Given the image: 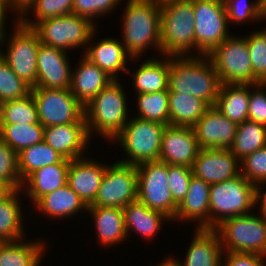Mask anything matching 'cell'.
<instances>
[{
	"label": "cell",
	"mask_w": 266,
	"mask_h": 266,
	"mask_svg": "<svg viewBox=\"0 0 266 266\" xmlns=\"http://www.w3.org/2000/svg\"><path fill=\"white\" fill-rule=\"evenodd\" d=\"M0 139L18 154L44 140V126L40 123L0 125Z\"/></svg>",
	"instance_id": "37"
},
{
	"label": "cell",
	"mask_w": 266,
	"mask_h": 266,
	"mask_svg": "<svg viewBox=\"0 0 266 266\" xmlns=\"http://www.w3.org/2000/svg\"><path fill=\"white\" fill-rule=\"evenodd\" d=\"M38 213L44 214L47 218L67 219L87 211V205L69 187L68 184L40 197L34 204Z\"/></svg>",
	"instance_id": "27"
},
{
	"label": "cell",
	"mask_w": 266,
	"mask_h": 266,
	"mask_svg": "<svg viewBox=\"0 0 266 266\" xmlns=\"http://www.w3.org/2000/svg\"><path fill=\"white\" fill-rule=\"evenodd\" d=\"M0 182L11 185L15 190L22 187L18 171V154L0 139Z\"/></svg>",
	"instance_id": "43"
},
{
	"label": "cell",
	"mask_w": 266,
	"mask_h": 266,
	"mask_svg": "<svg viewBox=\"0 0 266 266\" xmlns=\"http://www.w3.org/2000/svg\"><path fill=\"white\" fill-rule=\"evenodd\" d=\"M68 14H73V0H29L17 11L16 18L23 25L33 28L42 20Z\"/></svg>",
	"instance_id": "34"
},
{
	"label": "cell",
	"mask_w": 266,
	"mask_h": 266,
	"mask_svg": "<svg viewBox=\"0 0 266 266\" xmlns=\"http://www.w3.org/2000/svg\"><path fill=\"white\" fill-rule=\"evenodd\" d=\"M214 230L223 252L257 253L266 257V219L259 211L227 218Z\"/></svg>",
	"instance_id": "8"
},
{
	"label": "cell",
	"mask_w": 266,
	"mask_h": 266,
	"mask_svg": "<svg viewBox=\"0 0 266 266\" xmlns=\"http://www.w3.org/2000/svg\"><path fill=\"white\" fill-rule=\"evenodd\" d=\"M44 127L70 123H86L84 106L70 89L31 88Z\"/></svg>",
	"instance_id": "13"
},
{
	"label": "cell",
	"mask_w": 266,
	"mask_h": 266,
	"mask_svg": "<svg viewBox=\"0 0 266 266\" xmlns=\"http://www.w3.org/2000/svg\"><path fill=\"white\" fill-rule=\"evenodd\" d=\"M266 146V125L250 120L238 124L231 153L241 161L256 150Z\"/></svg>",
	"instance_id": "36"
},
{
	"label": "cell",
	"mask_w": 266,
	"mask_h": 266,
	"mask_svg": "<svg viewBox=\"0 0 266 266\" xmlns=\"http://www.w3.org/2000/svg\"><path fill=\"white\" fill-rule=\"evenodd\" d=\"M158 6H163L166 5L170 2H175V1H179V0H153Z\"/></svg>",
	"instance_id": "55"
},
{
	"label": "cell",
	"mask_w": 266,
	"mask_h": 266,
	"mask_svg": "<svg viewBox=\"0 0 266 266\" xmlns=\"http://www.w3.org/2000/svg\"><path fill=\"white\" fill-rule=\"evenodd\" d=\"M122 1L125 0H73V14L85 17L93 24H97L94 20L117 10L115 8L120 6Z\"/></svg>",
	"instance_id": "45"
},
{
	"label": "cell",
	"mask_w": 266,
	"mask_h": 266,
	"mask_svg": "<svg viewBox=\"0 0 266 266\" xmlns=\"http://www.w3.org/2000/svg\"><path fill=\"white\" fill-rule=\"evenodd\" d=\"M65 50L40 43L34 88L70 89L72 66ZM70 62V63H69Z\"/></svg>",
	"instance_id": "15"
},
{
	"label": "cell",
	"mask_w": 266,
	"mask_h": 266,
	"mask_svg": "<svg viewBox=\"0 0 266 266\" xmlns=\"http://www.w3.org/2000/svg\"><path fill=\"white\" fill-rule=\"evenodd\" d=\"M238 124L210 106L192 127L200 149H230Z\"/></svg>",
	"instance_id": "16"
},
{
	"label": "cell",
	"mask_w": 266,
	"mask_h": 266,
	"mask_svg": "<svg viewBox=\"0 0 266 266\" xmlns=\"http://www.w3.org/2000/svg\"><path fill=\"white\" fill-rule=\"evenodd\" d=\"M64 159L57 151L44 140L27 147L18 153V171L21 182L34 171L45 166L60 163Z\"/></svg>",
	"instance_id": "35"
},
{
	"label": "cell",
	"mask_w": 266,
	"mask_h": 266,
	"mask_svg": "<svg viewBox=\"0 0 266 266\" xmlns=\"http://www.w3.org/2000/svg\"><path fill=\"white\" fill-rule=\"evenodd\" d=\"M209 107L202 99L169 91V125L193 127Z\"/></svg>",
	"instance_id": "32"
},
{
	"label": "cell",
	"mask_w": 266,
	"mask_h": 266,
	"mask_svg": "<svg viewBox=\"0 0 266 266\" xmlns=\"http://www.w3.org/2000/svg\"><path fill=\"white\" fill-rule=\"evenodd\" d=\"M210 188V184L193 175L185 198L178 205L172 221H193L196 222V229H209Z\"/></svg>",
	"instance_id": "23"
},
{
	"label": "cell",
	"mask_w": 266,
	"mask_h": 266,
	"mask_svg": "<svg viewBox=\"0 0 266 266\" xmlns=\"http://www.w3.org/2000/svg\"><path fill=\"white\" fill-rule=\"evenodd\" d=\"M97 29L92 33L88 47L84 52V56L88 58L92 63L97 65L100 69L106 72L114 80H119V72L127 73L129 67L128 63L138 58H132L125 50L121 39L116 38H101L96 41ZM95 37V42L93 38ZM93 40V41H92ZM92 42V44H90ZM98 42V43H97ZM129 60V61H128Z\"/></svg>",
	"instance_id": "19"
},
{
	"label": "cell",
	"mask_w": 266,
	"mask_h": 266,
	"mask_svg": "<svg viewBox=\"0 0 266 266\" xmlns=\"http://www.w3.org/2000/svg\"><path fill=\"white\" fill-rule=\"evenodd\" d=\"M107 165L90 158L70 161L67 172V184L88 206L97 195Z\"/></svg>",
	"instance_id": "21"
},
{
	"label": "cell",
	"mask_w": 266,
	"mask_h": 266,
	"mask_svg": "<svg viewBox=\"0 0 266 266\" xmlns=\"http://www.w3.org/2000/svg\"><path fill=\"white\" fill-rule=\"evenodd\" d=\"M137 167V199L148 208L175 218L178 205L174 202L168 184V164L160 160L145 162Z\"/></svg>",
	"instance_id": "12"
},
{
	"label": "cell",
	"mask_w": 266,
	"mask_h": 266,
	"mask_svg": "<svg viewBox=\"0 0 266 266\" xmlns=\"http://www.w3.org/2000/svg\"><path fill=\"white\" fill-rule=\"evenodd\" d=\"M200 148L192 127L167 125L162 134L159 160L192 167Z\"/></svg>",
	"instance_id": "18"
},
{
	"label": "cell",
	"mask_w": 266,
	"mask_h": 266,
	"mask_svg": "<svg viewBox=\"0 0 266 266\" xmlns=\"http://www.w3.org/2000/svg\"><path fill=\"white\" fill-rule=\"evenodd\" d=\"M195 50L193 56L208 55L229 33V23L223 0H193ZM197 53V54H196Z\"/></svg>",
	"instance_id": "10"
},
{
	"label": "cell",
	"mask_w": 266,
	"mask_h": 266,
	"mask_svg": "<svg viewBox=\"0 0 266 266\" xmlns=\"http://www.w3.org/2000/svg\"><path fill=\"white\" fill-rule=\"evenodd\" d=\"M31 87L21 80L0 55V104L25 97Z\"/></svg>",
	"instance_id": "41"
},
{
	"label": "cell",
	"mask_w": 266,
	"mask_h": 266,
	"mask_svg": "<svg viewBox=\"0 0 266 266\" xmlns=\"http://www.w3.org/2000/svg\"><path fill=\"white\" fill-rule=\"evenodd\" d=\"M209 59L221 84H253V71L245 36L232 34L218 45Z\"/></svg>",
	"instance_id": "11"
},
{
	"label": "cell",
	"mask_w": 266,
	"mask_h": 266,
	"mask_svg": "<svg viewBox=\"0 0 266 266\" xmlns=\"http://www.w3.org/2000/svg\"><path fill=\"white\" fill-rule=\"evenodd\" d=\"M70 161L64 158L60 163L45 166L32 172L22 183V195H26L34 204L40 197L67 184Z\"/></svg>",
	"instance_id": "25"
},
{
	"label": "cell",
	"mask_w": 266,
	"mask_h": 266,
	"mask_svg": "<svg viewBox=\"0 0 266 266\" xmlns=\"http://www.w3.org/2000/svg\"><path fill=\"white\" fill-rule=\"evenodd\" d=\"M264 186H266V183L257 188V208L259 207L260 214L266 219V191L263 189Z\"/></svg>",
	"instance_id": "50"
},
{
	"label": "cell",
	"mask_w": 266,
	"mask_h": 266,
	"mask_svg": "<svg viewBox=\"0 0 266 266\" xmlns=\"http://www.w3.org/2000/svg\"><path fill=\"white\" fill-rule=\"evenodd\" d=\"M137 113L135 117L169 125V91L135 94Z\"/></svg>",
	"instance_id": "38"
},
{
	"label": "cell",
	"mask_w": 266,
	"mask_h": 266,
	"mask_svg": "<svg viewBox=\"0 0 266 266\" xmlns=\"http://www.w3.org/2000/svg\"><path fill=\"white\" fill-rule=\"evenodd\" d=\"M25 240L0 242V266H40L48 249L47 241Z\"/></svg>",
	"instance_id": "30"
},
{
	"label": "cell",
	"mask_w": 266,
	"mask_h": 266,
	"mask_svg": "<svg viewBox=\"0 0 266 266\" xmlns=\"http://www.w3.org/2000/svg\"><path fill=\"white\" fill-rule=\"evenodd\" d=\"M97 26L85 17L68 14L42 20L33 29L42 44L67 52L83 47L84 54L92 33L98 29Z\"/></svg>",
	"instance_id": "9"
},
{
	"label": "cell",
	"mask_w": 266,
	"mask_h": 266,
	"mask_svg": "<svg viewBox=\"0 0 266 266\" xmlns=\"http://www.w3.org/2000/svg\"><path fill=\"white\" fill-rule=\"evenodd\" d=\"M122 12V44L132 58H139L152 48L161 55L160 6L153 0H126ZM149 49V50H148Z\"/></svg>",
	"instance_id": "2"
},
{
	"label": "cell",
	"mask_w": 266,
	"mask_h": 266,
	"mask_svg": "<svg viewBox=\"0 0 266 266\" xmlns=\"http://www.w3.org/2000/svg\"><path fill=\"white\" fill-rule=\"evenodd\" d=\"M137 167L116 160L104 173L95 200L90 204L101 207L124 208L137 199L138 190Z\"/></svg>",
	"instance_id": "14"
},
{
	"label": "cell",
	"mask_w": 266,
	"mask_h": 266,
	"mask_svg": "<svg viewBox=\"0 0 266 266\" xmlns=\"http://www.w3.org/2000/svg\"><path fill=\"white\" fill-rule=\"evenodd\" d=\"M160 57L149 56V59H145L141 65H138L136 71L131 72V68L128 69L127 73L133 74L132 84L135 94L168 90L170 56Z\"/></svg>",
	"instance_id": "29"
},
{
	"label": "cell",
	"mask_w": 266,
	"mask_h": 266,
	"mask_svg": "<svg viewBox=\"0 0 266 266\" xmlns=\"http://www.w3.org/2000/svg\"><path fill=\"white\" fill-rule=\"evenodd\" d=\"M220 86L208 55L170 57L168 91L192 95L215 106Z\"/></svg>",
	"instance_id": "1"
},
{
	"label": "cell",
	"mask_w": 266,
	"mask_h": 266,
	"mask_svg": "<svg viewBox=\"0 0 266 266\" xmlns=\"http://www.w3.org/2000/svg\"><path fill=\"white\" fill-rule=\"evenodd\" d=\"M29 0H11V6L17 12Z\"/></svg>",
	"instance_id": "52"
},
{
	"label": "cell",
	"mask_w": 266,
	"mask_h": 266,
	"mask_svg": "<svg viewBox=\"0 0 266 266\" xmlns=\"http://www.w3.org/2000/svg\"><path fill=\"white\" fill-rule=\"evenodd\" d=\"M250 84H221L215 107L236 124L248 120Z\"/></svg>",
	"instance_id": "31"
},
{
	"label": "cell",
	"mask_w": 266,
	"mask_h": 266,
	"mask_svg": "<svg viewBox=\"0 0 266 266\" xmlns=\"http://www.w3.org/2000/svg\"><path fill=\"white\" fill-rule=\"evenodd\" d=\"M259 9L262 19L266 20V0H259Z\"/></svg>",
	"instance_id": "53"
},
{
	"label": "cell",
	"mask_w": 266,
	"mask_h": 266,
	"mask_svg": "<svg viewBox=\"0 0 266 266\" xmlns=\"http://www.w3.org/2000/svg\"><path fill=\"white\" fill-rule=\"evenodd\" d=\"M44 141L69 160L83 158L91 144L86 123L44 127Z\"/></svg>",
	"instance_id": "20"
},
{
	"label": "cell",
	"mask_w": 266,
	"mask_h": 266,
	"mask_svg": "<svg viewBox=\"0 0 266 266\" xmlns=\"http://www.w3.org/2000/svg\"><path fill=\"white\" fill-rule=\"evenodd\" d=\"M86 212L92 216L98 243L103 248L112 245L115 248L116 244L128 240L122 208L88 205Z\"/></svg>",
	"instance_id": "26"
},
{
	"label": "cell",
	"mask_w": 266,
	"mask_h": 266,
	"mask_svg": "<svg viewBox=\"0 0 266 266\" xmlns=\"http://www.w3.org/2000/svg\"><path fill=\"white\" fill-rule=\"evenodd\" d=\"M122 210L128 239L131 232L134 231L151 241V238L157 236L165 221L173 223L164 213L148 208L138 199L127 204Z\"/></svg>",
	"instance_id": "28"
},
{
	"label": "cell",
	"mask_w": 266,
	"mask_h": 266,
	"mask_svg": "<svg viewBox=\"0 0 266 266\" xmlns=\"http://www.w3.org/2000/svg\"><path fill=\"white\" fill-rule=\"evenodd\" d=\"M257 188L241 174L233 179L212 184L209 200V229H214L227 218L252 213L257 206Z\"/></svg>",
	"instance_id": "6"
},
{
	"label": "cell",
	"mask_w": 266,
	"mask_h": 266,
	"mask_svg": "<svg viewBox=\"0 0 266 266\" xmlns=\"http://www.w3.org/2000/svg\"><path fill=\"white\" fill-rule=\"evenodd\" d=\"M226 14L228 17V23L235 24H246L253 21H263L260 9H259V0L252 1L251 3L248 0H223ZM248 21V22H247Z\"/></svg>",
	"instance_id": "42"
},
{
	"label": "cell",
	"mask_w": 266,
	"mask_h": 266,
	"mask_svg": "<svg viewBox=\"0 0 266 266\" xmlns=\"http://www.w3.org/2000/svg\"><path fill=\"white\" fill-rule=\"evenodd\" d=\"M21 192V189L16 190L9 198L0 203V242H13L26 237L24 234L26 228H23L25 212L21 207Z\"/></svg>",
	"instance_id": "33"
},
{
	"label": "cell",
	"mask_w": 266,
	"mask_h": 266,
	"mask_svg": "<svg viewBox=\"0 0 266 266\" xmlns=\"http://www.w3.org/2000/svg\"><path fill=\"white\" fill-rule=\"evenodd\" d=\"M123 87L119 80H114L84 106V117L90 139L98 134L99 138L112 143L111 141L128 123L129 106Z\"/></svg>",
	"instance_id": "3"
},
{
	"label": "cell",
	"mask_w": 266,
	"mask_h": 266,
	"mask_svg": "<svg viewBox=\"0 0 266 266\" xmlns=\"http://www.w3.org/2000/svg\"><path fill=\"white\" fill-rule=\"evenodd\" d=\"M192 176V167L168 165V184L177 205L185 198Z\"/></svg>",
	"instance_id": "46"
},
{
	"label": "cell",
	"mask_w": 266,
	"mask_h": 266,
	"mask_svg": "<svg viewBox=\"0 0 266 266\" xmlns=\"http://www.w3.org/2000/svg\"><path fill=\"white\" fill-rule=\"evenodd\" d=\"M15 191L11 185L0 182V203L9 198Z\"/></svg>",
	"instance_id": "51"
},
{
	"label": "cell",
	"mask_w": 266,
	"mask_h": 266,
	"mask_svg": "<svg viewBox=\"0 0 266 266\" xmlns=\"http://www.w3.org/2000/svg\"><path fill=\"white\" fill-rule=\"evenodd\" d=\"M15 14V17L17 16V12L15 9L8 3L7 0H0V31L7 26L6 19H8L7 15L8 13ZM7 13V14H6ZM6 14V15H5ZM7 17V18H6Z\"/></svg>",
	"instance_id": "49"
},
{
	"label": "cell",
	"mask_w": 266,
	"mask_h": 266,
	"mask_svg": "<svg viewBox=\"0 0 266 266\" xmlns=\"http://www.w3.org/2000/svg\"><path fill=\"white\" fill-rule=\"evenodd\" d=\"M222 266H266V257L257 253L223 252Z\"/></svg>",
	"instance_id": "48"
},
{
	"label": "cell",
	"mask_w": 266,
	"mask_h": 266,
	"mask_svg": "<svg viewBox=\"0 0 266 266\" xmlns=\"http://www.w3.org/2000/svg\"><path fill=\"white\" fill-rule=\"evenodd\" d=\"M14 19V28L8 37L6 27L0 31V55L21 80L34 88L37 84V56L41 41L33 28ZM1 46H6V51Z\"/></svg>",
	"instance_id": "5"
},
{
	"label": "cell",
	"mask_w": 266,
	"mask_h": 266,
	"mask_svg": "<svg viewBox=\"0 0 266 266\" xmlns=\"http://www.w3.org/2000/svg\"><path fill=\"white\" fill-rule=\"evenodd\" d=\"M241 175L257 187L266 183V146L240 161Z\"/></svg>",
	"instance_id": "44"
},
{
	"label": "cell",
	"mask_w": 266,
	"mask_h": 266,
	"mask_svg": "<svg viewBox=\"0 0 266 266\" xmlns=\"http://www.w3.org/2000/svg\"><path fill=\"white\" fill-rule=\"evenodd\" d=\"M40 123L32 93L0 104V125Z\"/></svg>",
	"instance_id": "39"
},
{
	"label": "cell",
	"mask_w": 266,
	"mask_h": 266,
	"mask_svg": "<svg viewBox=\"0 0 266 266\" xmlns=\"http://www.w3.org/2000/svg\"><path fill=\"white\" fill-rule=\"evenodd\" d=\"M161 56H193L195 27L193 0H179L160 7Z\"/></svg>",
	"instance_id": "4"
},
{
	"label": "cell",
	"mask_w": 266,
	"mask_h": 266,
	"mask_svg": "<svg viewBox=\"0 0 266 266\" xmlns=\"http://www.w3.org/2000/svg\"><path fill=\"white\" fill-rule=\"evenodd\" d=\"M165 128L166 125L161 123L131 117L123 130L112 140L122 147L123 154L127 157L117 161L138 166L159 160Z\"/></svg>",
	"instance_id": "7"
},
{
	"label": "cell",
	"mask_w": 266,
	"mask_h": 266,
	"mask_svg": "<svg viewBox=\"0 0 266 266\" xmlns=\"http://www.w3.org/2000/svg\"><path fill=\"white\" fill-rule=\"evenodd\" d=\"M256 88V89H255ZM266 85L250 84L248 120L266 125Z\"/></svg>",
	"instance_id": "47"
},
{
	"label": "cell",
	"mask_w": 266,
	"mask_h": 266,
	"mask_svg": "<svg viewBox=\"0 0 266 266\" xmlns=\"http://www.w3.org/2000/svg\"><path fill=\"white\" fill-rule=\"evenodd\" d=\"M192 171L195 177L212 185L240 175L241 167L230 149H200Z\"/></svg>",
	"instance_id": "17"
},
{
	"label": "cell",
	"mask_w": 266,
	"mask_h": 266,
	"mask_svg": "<svg viewBox=\"0 0 266 266\" xmlns=\"http://www.w3.org/2000/svg\"><path fill=\"white\" fill-rule=\"evenodd\" d=\"M184 260L168 256L176 266H221L223 248L214 229H194ZM180 260V261H179Z\"/></svg>",
	"instance_id": "22"
},
{
	"label": "cell",
	"mask_w": 266,
	"mask_h": 266,
	"mask_svg": "<svg viewBox=\"0 0 266 266\" xmlns=\"http://www.w3.org/2000/svg\"><path fill=\"white\" fill-rule=\"evenodd\" d=\"M257 30L245 37L251 57L253 84L266 81V27Z\"/></svg>",
	"instance_id": "40"
},
{
	"label": "cell",
	"mask_w": 266,
	"mask_h": 266,
	"mask_svg": "<svg viewBox=\"0 0 266 266\" xmlns=\"http://www.w3.org/2000/svg\"><path fill=\"white\" fill-rule=\"evenodd\" d=\"M154 266H176V265L172 262V260L169 257H166L165 259L160 261V263Z\"/></svg>",
	"instance_id": "54"
},
{
	"label": "cell",
	"mask_w": 266,
	"mask_h": 266,
	"mask_svg": "<svg viewBox=\"0 0 266 266\" xmlns=\"http://www.w3.org/2000/svg\"><path fill=\"white\" fill-rule=\"evenodd\" d=\"M79 61L77 67L72 68L70 91L83 106H86L114 79L83 54Z\"/></svg>",
	"instance_id": "24"
}]
</instances>
